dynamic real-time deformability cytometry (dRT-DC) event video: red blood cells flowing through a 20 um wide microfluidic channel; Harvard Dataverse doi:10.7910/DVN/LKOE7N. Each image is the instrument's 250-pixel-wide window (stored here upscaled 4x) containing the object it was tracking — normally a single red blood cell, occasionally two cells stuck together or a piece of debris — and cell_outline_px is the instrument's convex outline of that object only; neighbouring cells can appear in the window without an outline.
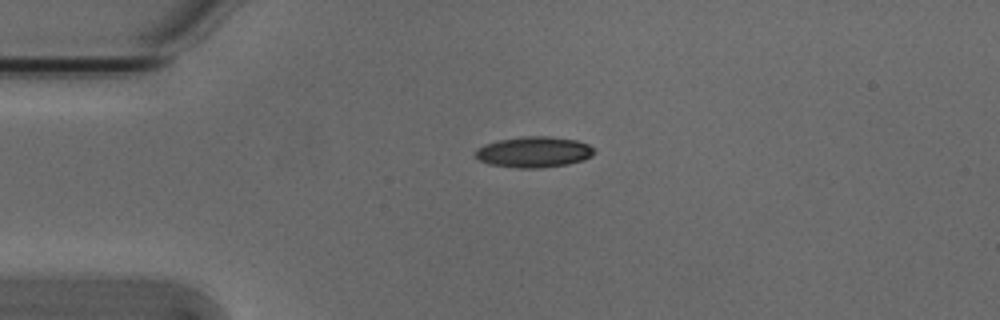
{"species": "Egyptian fruit bat (a non-hibernating species)", "species_latin": "Rousettus aegyptiacus", "temperature_condition": "cold", "stored_images_in_passage": 2, "camera_frame_rate_fps": 3000, "um_per_image_px": 0.085, "animal": {"sex": "male"}, "frame": {"image": 1, "passage_image": 1, "time_ms": 0.0, "image_size_px": [1000, 320], "cell_outline_px": [[596, 152], [592, 156], [584, 160], [568, 164], [540, 168], [516, 168], [488, 164], [476, 160], [476, 148], [484, 144], [496, 140], [524, 136], [548, 136], [576, 140], [588, 144]], "centroid_in_image_um": [45.35, 12.92], "position_along_channel_um": 39.7, "area_um2": 21.62}}